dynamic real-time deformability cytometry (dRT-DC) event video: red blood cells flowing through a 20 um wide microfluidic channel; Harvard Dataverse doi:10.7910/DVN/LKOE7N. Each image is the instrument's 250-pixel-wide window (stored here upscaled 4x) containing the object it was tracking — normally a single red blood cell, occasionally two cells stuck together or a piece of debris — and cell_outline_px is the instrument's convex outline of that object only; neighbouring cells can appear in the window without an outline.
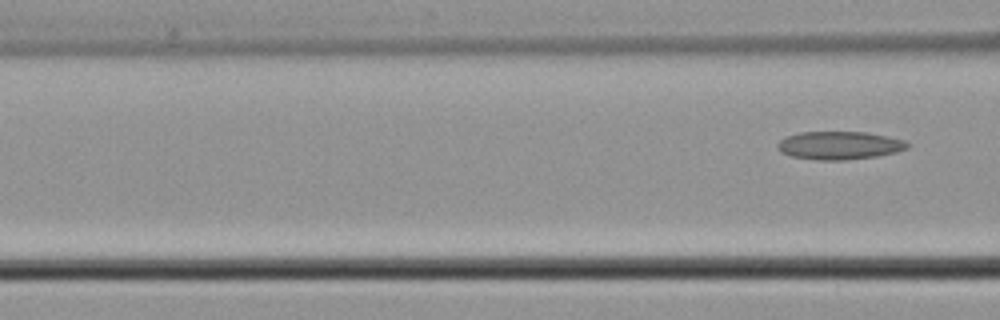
{"species": "common noctule bat (a hibernating species)", "species_latin": "Nyctalus noctula", "temperature_condition": "cold", "stored_images_in_passage": 8, "segment_of_instrument_passage": [2, 2], "camera_frame_rate_fps": 3000, "um_per_image_px": 0.085, "animal": {"sex": "male", "body_mass_g": 21.5, "forearm_length_mm": 52.0}, "frame": {"image": 1, "passage_image": 8, "time_ms": 2.333, "image_size_px": [1000, 320], "cell_outline_px": [[912, 144], [908, 148], [896, 152], [876, 156], [844, 160], [816, 160], [792, 156], [780, 152], [776, 148], [776, 144], [784, 136], [800, 132], [868, 132], [888, 136], [904, 140]], "centroid_in_image_um": [71.34, 12.35], "position_along_channel_um": 95.3, "area_um2": 21.5}}